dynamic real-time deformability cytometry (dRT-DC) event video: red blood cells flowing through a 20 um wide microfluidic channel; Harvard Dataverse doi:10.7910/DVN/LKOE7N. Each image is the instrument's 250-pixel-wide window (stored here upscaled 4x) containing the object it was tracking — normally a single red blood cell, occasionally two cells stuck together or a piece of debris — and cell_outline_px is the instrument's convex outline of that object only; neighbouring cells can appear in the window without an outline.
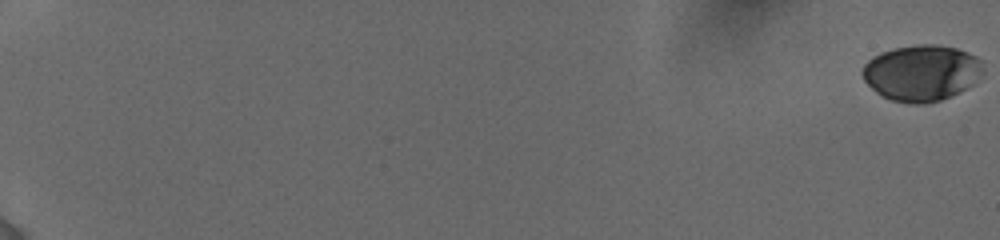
{"species": "human", "species_latin": "Homo sapiens", "temperature_condition": "cold", "stored_images_in_passage": 74, "camera_frame_rate_fps": 3000, "um_per_image_px": 0.085, "donor": {"sex": "female"}, "frame": {"image": 1, "passage_image": 1, "time_ms": 0.0, "image_size_px": [1000, 240], "cell_outline_px": [[984, 72], [972, 84], [960, 92], [952, 96], [940, 100], [924, 104], [912, 104], [892, 100], [876, 92], [864, 80], [860, 72], [864, 64], [872, 56], [880, 52], [892, 48], [920, 44], [936, 44], [956, 48], [968, 52], [976, 56], [980, 60]], "centroid_in_image_um": [78.32, 6.18], "position_along_channel_um": 6.7, "area_um2": 39.65}}
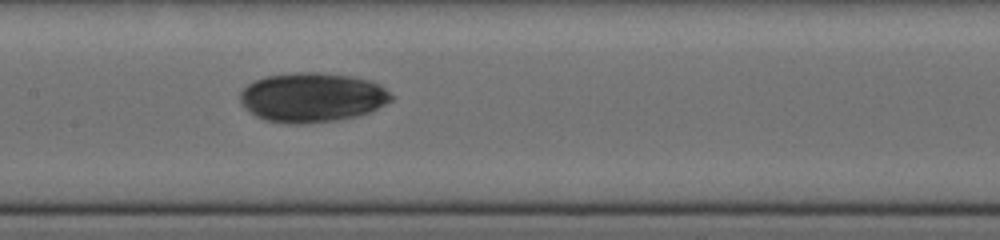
{"frame": {"image": 2, "passage_image": 40, "time_ms": 10.667, "image_size_px": [1000, 240], "cell_outline_px": [[396, 96], [392, 100], [368, 112], [356, 116], [336, 120], [304, 124], [288, 124], [264, 120], [256, 116], [244, 108], [240, 104], [240, 92], [248, 84], [264, 76], [292, 72], [320, 72], [348, 76], [368, 80], [380, 84]], "centroid_in_image_um": [26.51, 8.28], "position_along_channel_um": 180.9, "area_um2": 43.81}}
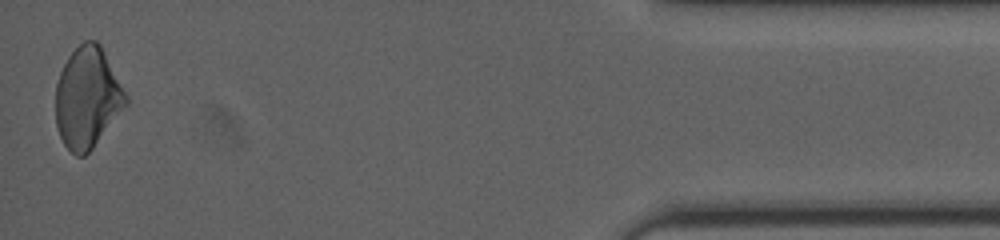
{"frame": {"image": 3, "passage_image": 73, "time_ms": 18.667, "image_size_px": [1000, 240], "cell_outline_px": [[128, 104], [92, 148], [84, 156], [76, 156], [64, 144], [60, 136], [56, 124], [56, 84], [60, 72], [68, 56], [84, 40], [96, 40], [100, 44], [128, 96]], "centroid_in_image_um": [7.43, 8.3], "position_along_channel_um": 427.8, "area_um2": 41.04}, "authors_computed_cell_mechanics": {"area_um2": 40.6912, "velocity_mm_per_s": 3.8796, "shape_relaxation_time_tau1_ms": 2.6604, "shape_relaxation_time_tau2_ms": null, "deformation_change_tau1": 0.076, "deformation_change_tau2": null}}